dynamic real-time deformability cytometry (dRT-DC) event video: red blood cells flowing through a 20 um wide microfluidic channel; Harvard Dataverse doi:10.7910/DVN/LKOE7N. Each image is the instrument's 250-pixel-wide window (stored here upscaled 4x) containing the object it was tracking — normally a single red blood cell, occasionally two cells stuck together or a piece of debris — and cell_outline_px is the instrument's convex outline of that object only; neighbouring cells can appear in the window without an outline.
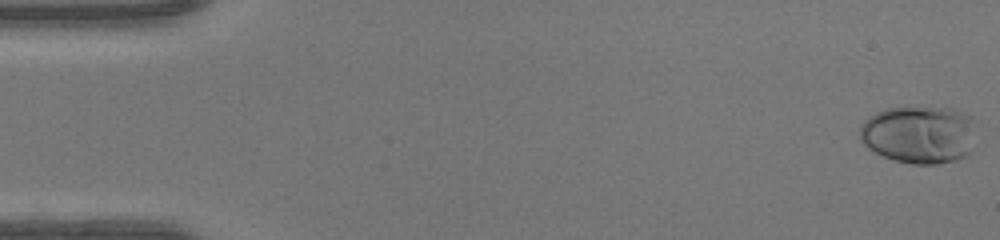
{"species": "human", "species_latin": "Homo sapiens", "temperature_condition": "warm", "stored_images_in_passage": 48, "camera_frame_rate_fps": 3000, "um_per_image_px": 0.085, "donor": {"sex": "female"}, "frame": {"image": 1, "passage_image": 1, "time_ms": 0.0, "image_size_px": [1000, 240], "cell_outline_px": [[976, 120], [968, 152], [964, 156], [956, 160], [936, 164], [912, 164], [896, 160], [884, 156], [868, 148], [860, 140], [860, 124], [868, 116], [876, 112], [888, 108], [952, 108]], "centroid_in_image_um": [78.08, 11.43], "position_along_channel_um": 6.9, "area_um2": 38.84}}
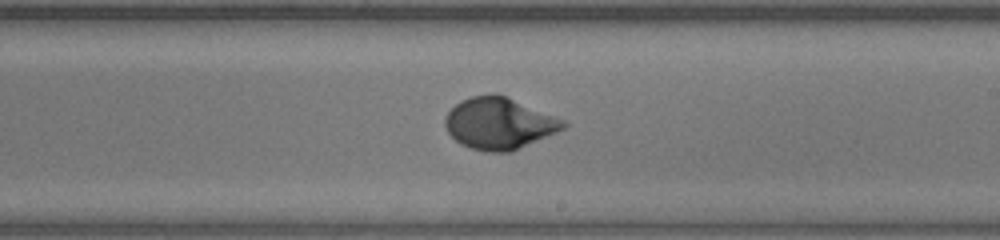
{"frame": {"image": 2, "passage_image": 28, "time_ms": 9.0, "image_size_px": [1000, 240], "cell_outline_px": [[568, 124], [564, 128], [556, 132], [512, 152], [488, 152], [472, 148], [460, 144], [448, 132], [444, 124], [444, 120], [448, 112], [460, 100], [472, 96], [488, 92], [496, 92], [564, 120]], "centroid_in_image_um": [42.4, 10.48], "position_along_channel_um": 246.6, "area_um2": 35.49}}
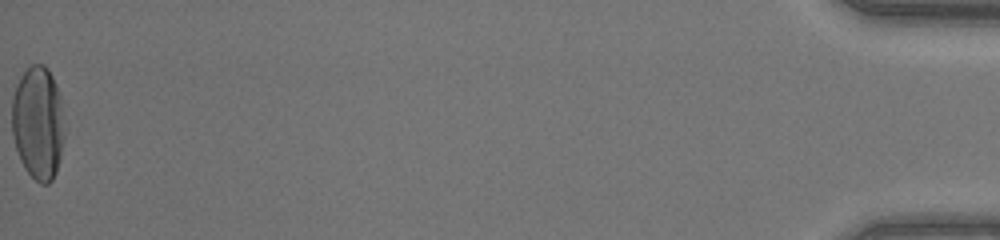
{"frame": {"image": 3, "passage_image": 48, "time_ms": 15.667, "image_size_px": [1000, 240], "cell_outline_px": [[64, 136], [60, 156], [56, 172], [52, 180], [48, 184], [40, 184], [24, 168], [20, 160], [12, 136], [12, 100], [16, 84], [20, 76], [32, 64], [44, 64], [48, 68], [52, 76], [60, 96]], "centroid_in_image_um": [3.22, 10.45], "position_along_channel_um": 432.0, "area_um2": 34.68}, "authors_computed_cell_mechanics": {"area_um2": 34.4199, "velocity_mm_per_s": 4.3937, "shape_relaxation_time_tau1_ms": 3.8077, "shape_relaxation_time_tau2_ms": null, "deformation_change_tau1": 0.2197, "deformation_change_tau2": null}}